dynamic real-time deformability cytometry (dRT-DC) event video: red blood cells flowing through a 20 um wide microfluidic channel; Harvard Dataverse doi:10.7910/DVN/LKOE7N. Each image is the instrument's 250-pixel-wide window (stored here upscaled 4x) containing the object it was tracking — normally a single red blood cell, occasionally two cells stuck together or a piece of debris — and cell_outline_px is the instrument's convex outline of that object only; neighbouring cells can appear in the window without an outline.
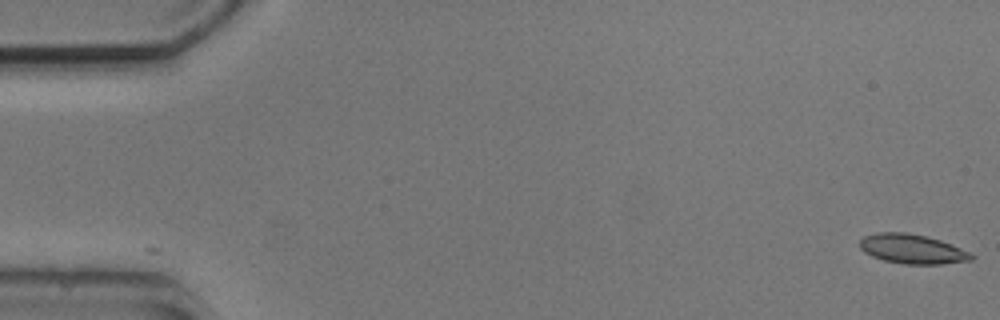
{"species": "common noctule bat (a hibernating species)", "species_latin": "Nyctalus noctula", "temperature_condition": "cold", "stored_images_in_passage": 5, "camera_frame_rate_fps": 3000, "um_per_image_px": 0.085, "animal": {"sex": "male", "body_mass_g": 20.5, "forearm_length_mm": 52.5}, "frame": {"image": 1, "passage_image": 1, "time_ms": 0.0, "image_size_px": [1000, 320], "cell_outline_px": [[976, 256], [972, 260], [940, 264], [904, 264], [884, 260], [872, 256], [864, 252], [860, 248], [860, 240], [864, 236], [876, 232], [908, 232], [940, 240], [972, 252]], "centroid_in_image_um": [77.56, 21.16], "position_along_channel_um": 7.4, "area_um2": 19.25}}
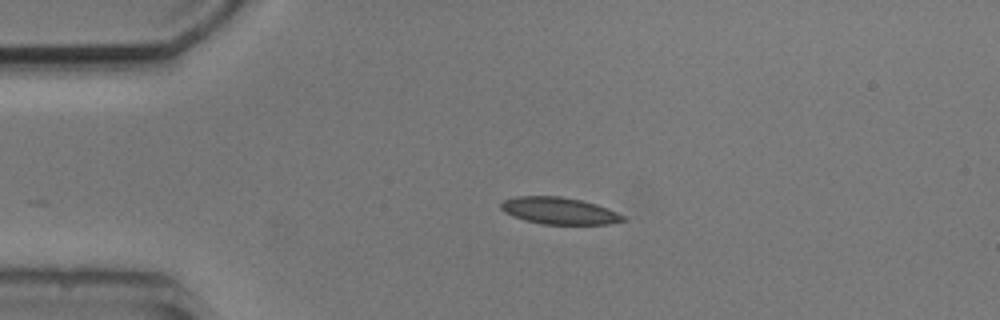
{"frame": {"image": 2, "passage_image": 4, "time_ms": 3.667, "image_size_px": [1000, 320], "cell_outline_px": [[628, 220], [608, 224], [544, 224], [524, 220], [512, 216], [504, 212], [500, 208], [500, 204], [504, 200], [516, 196], [560, 196], [580, 200], [596, 204], [608, 208], [624, 216]], "centroid_in_image_um": [47.52, 17.92], "position_along_channel_um": 37.5, "area_um2": 19.13}}